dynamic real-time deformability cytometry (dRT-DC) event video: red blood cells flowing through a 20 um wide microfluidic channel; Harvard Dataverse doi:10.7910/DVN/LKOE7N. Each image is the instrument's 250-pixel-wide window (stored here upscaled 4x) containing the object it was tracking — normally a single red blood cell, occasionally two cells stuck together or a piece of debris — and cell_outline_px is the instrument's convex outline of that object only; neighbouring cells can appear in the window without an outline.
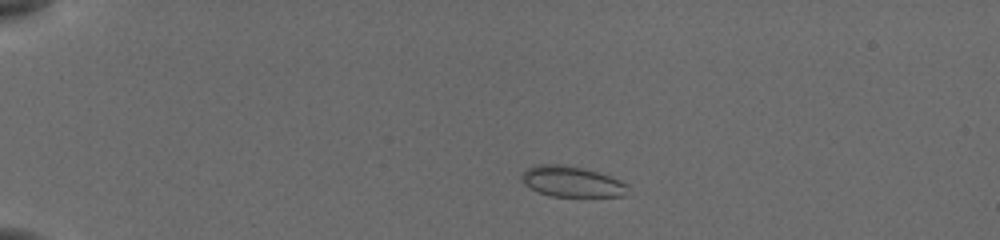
{"species": "common noctule bat (a hibernating species)", "species_latin": "Nyctalus noctula", "temperature_condition": "cold", "stored_images_in_passage": 50, "camera_frame_rate_fps": 3000, "um_per_image_px": 0.085, "animal": {"sex": "female", "body_mass_g": 19.5, "forearm_length_mm": 54.1}, "frame": {"image": 1, "passage_image": 8, "time_ms": 2.333, "image_size_px": [1000, 240], "cell_outline_px": [[628, 184], [624, 196], [552, 196], [540, 192], [524, 184], [520, 176], [528, 168], [540, 164], [564, 164], [584, 168], [620, 180]], "centroid_in_image_um": [48.59, 15.42], "position_along_channel_um": 36.4, "area_um2": 18.67}}
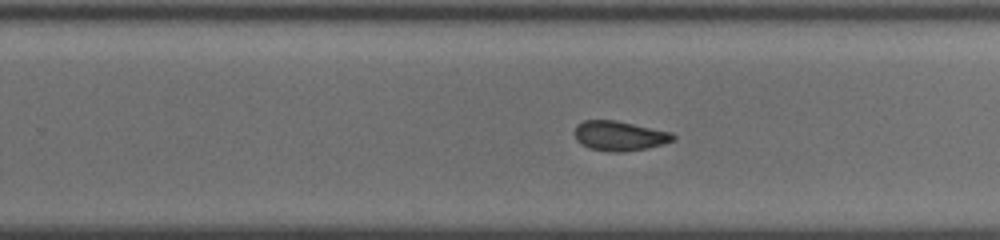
{"frame": {"image": 2, "passage_image": 32, "time_ms": 10.333, "image_size_px": [1000, 240], "cell_outline_px": [[676, 140], [664, 144], [648, 148], [624, 152], [608, 152], [588, 148], [580, 144], [576, 140], [576, 124], [584, 120], [616, 120], [672, 132], [676, 136]], "centroid_in_image_um": [52.68, 11.56], "position_along_channel_um": 277.1, "area_um2": 17.34}}
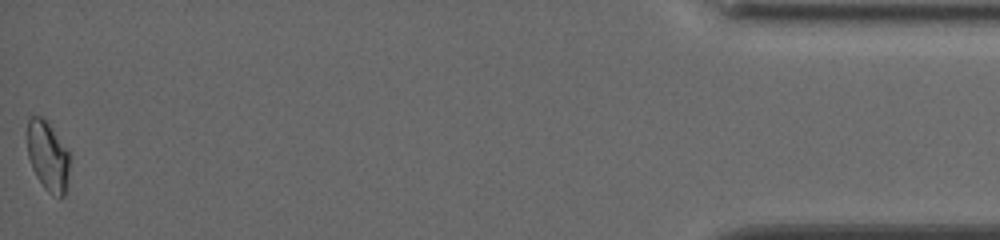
{"frame": {"image": 3, "passage_image": 50, "time_ms": 16.333, "image_size_px": [1000, 240], "cell_outline_px": [[68, 172], [64, 196], [52, 196], [44, 188], [36, 176], [32, 168], [28, 156], [28, 120], [32, 116], [40, 116], [48, 124], [68, 148]], "centroid_in_image_um": [4.06, 13.29], "position_along_channel_um": 431.1, "area_um2": 16.88}, "authors_computed_cell_mechanics": {"area_um2": 17.7446, "velocity_mm_per_s": 3.8736, "shape_relaxation_time_tau1_ms": null, "shape_relaxation_time_tau2_ms": 1.5701, "deformation_change_tau1": null, "deformation_change_tau2": 0.0437}}